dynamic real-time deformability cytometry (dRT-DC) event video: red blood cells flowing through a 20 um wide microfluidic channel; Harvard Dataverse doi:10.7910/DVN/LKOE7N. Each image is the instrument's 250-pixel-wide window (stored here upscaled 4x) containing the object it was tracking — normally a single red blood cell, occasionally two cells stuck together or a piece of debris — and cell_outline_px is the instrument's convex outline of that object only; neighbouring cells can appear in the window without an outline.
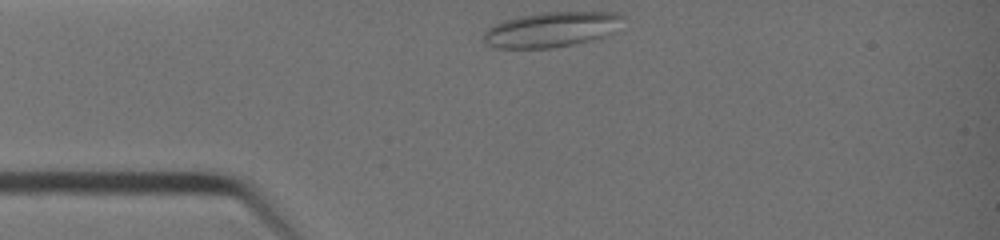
{"species": "common noctule bat (a hibernating species)", "species_latin": "Nyctalus noctula", "temperature_condition": "warm", "stored_images_in_passage": 25, "camera_frame_rate_fps": 3000, "um_per_image_px": 0.085, "animal": {"sex": "female", "body_mass_g": 19.0, "forearm_length_mm": 51.5}, "frame": {"image": 1, "passage_image": 1, "time_ms": 0.0, "image_size_px": [1000, 240], "cell_outline_px": [[628, 16], [612, 32], [604, 36], [592, 40], [572, 44], [548, 48], [492, 48], [484, 44], [480, 40], [480, 36], [488, 28], [504, 20], [520, 16], [540, 12], [616, 12]], "centroid_in_image_um": [46.83, 2.51], "position_along_channel_um": 38.2, "area_um2": 28.84}}
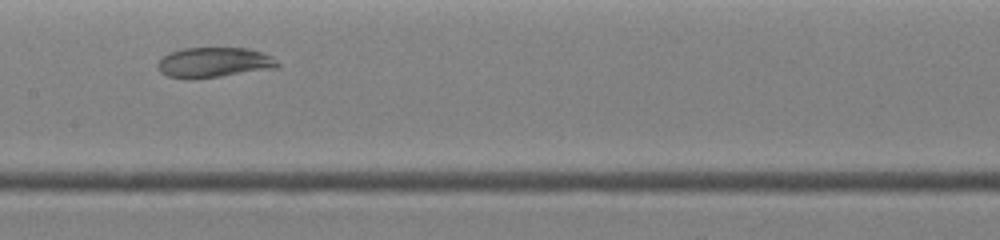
{"frame": {"image": 2, "passage_image": 12, "time_ms": 3.667, "image_size_px": [1000, 240], "cell_outline_px": [[280, 64], [276, 68], [196, 80], [188, 80], [168, 76], [160, 72], [156, 64], [164, 56], [172, 52], [184, 48], [248, 48], [272, 56]], "centroid_in_image_um": [18.18, 5.33], "position_along_channel_um": 189.2, "area_um2": 21.21}}
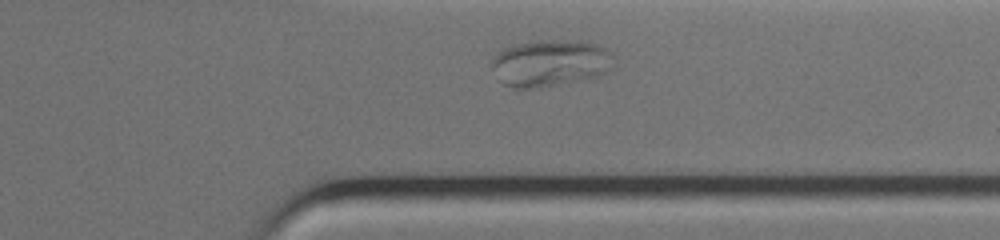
{"frame": {"image": 3, "passage_image": 23, "time_ms": 7.333, "image_size_px": [1000, 240], "cell_outline_px": [[616, 68], [612, 72], [600, 76], [580, 80], [536, 88], [516, 88], [504, 84], [488, 64], [492, 56], [500, 48], [516, 44], [544, 40], [580, 40], [596, 44], [612, 52], [616, 60]], "centroid_in_image_um": [46.82, 5.35], "position_along_channel_um": 364.6, "area_um2": 34.16}}